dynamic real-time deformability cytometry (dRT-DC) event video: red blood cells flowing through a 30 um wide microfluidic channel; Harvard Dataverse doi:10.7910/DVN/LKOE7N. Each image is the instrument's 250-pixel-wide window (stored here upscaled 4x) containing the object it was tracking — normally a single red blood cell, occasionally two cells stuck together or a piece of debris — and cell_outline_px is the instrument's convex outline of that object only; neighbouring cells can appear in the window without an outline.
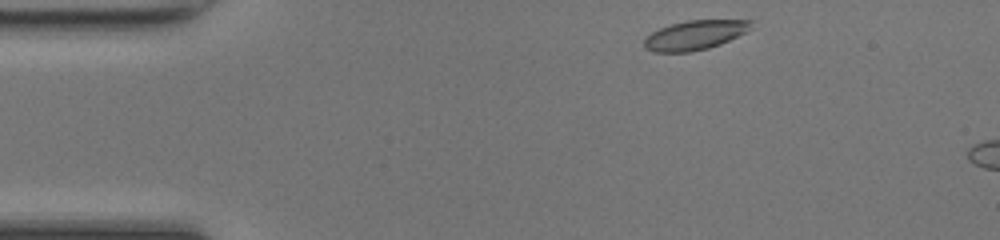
{"species": "common noctule bat (a hibernating species)", "species_latin": "Nyctalus noctula", "temperature_condition": "room temperature", "stored_images_in_passage": 5, "camera_frame_rate_fps": 3000, "um_per_image_px": 0.085, "animal": {"sex": "female", "body_mass_g": 17.0, "forearm_length_mm": 48.0}, "frame": {"image": 1, "passage_image": 1, "time_ms": 0.0, "image_size_px": [1000, 240], "cell_outline_px": [[752, 28], [720, 44], [708, 48], [688, 52], [652, 52], [644, 48], [644, 40], [652, 32], [660, 28], [672, 24], [688, 20], [752, 20]], "centroid_in_image_um": [59.04, 2.98], "position_along_channel_um": 26.0, "area_um2": 18.09}}